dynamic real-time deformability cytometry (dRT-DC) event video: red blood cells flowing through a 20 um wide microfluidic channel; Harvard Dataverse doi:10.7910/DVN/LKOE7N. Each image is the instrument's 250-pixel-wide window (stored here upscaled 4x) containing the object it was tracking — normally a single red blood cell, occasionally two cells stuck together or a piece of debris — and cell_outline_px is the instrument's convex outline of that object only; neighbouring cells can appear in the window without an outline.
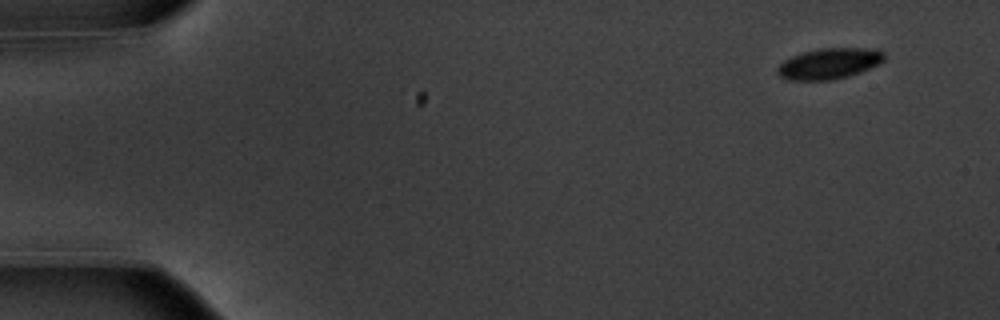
{"species": "common noctule bat (a hibernating species)", "species_latin": "Nyctalus noctula", "temperature_condition": "warm", "stored_images_in_passage": 2, "camera_frame_rate_fps": 3000, "um_per_image_px": 0.085, "animal": {"sex": "male", "body_mass_g": 20.1, "forearm_length_mm": 53.5}, "frame": {"image": 1, "passage_image": 2, "time_ms": 0.333, "image_size_px": [1000, 320], "cell_outline_px": [[884, 60], [880, 64], [860, 72], [848, 76], [832, 80], [788, 80], [780, 76], [776, 72], [776, 68], [784, 60], [792, 56], [804, 52], [820, 48], [864, 48], [884, 52]], "centroid_in_image_um": [70.46, 5.41], "position_along_channel_um": 14.5, "area_um2": 19.13}}